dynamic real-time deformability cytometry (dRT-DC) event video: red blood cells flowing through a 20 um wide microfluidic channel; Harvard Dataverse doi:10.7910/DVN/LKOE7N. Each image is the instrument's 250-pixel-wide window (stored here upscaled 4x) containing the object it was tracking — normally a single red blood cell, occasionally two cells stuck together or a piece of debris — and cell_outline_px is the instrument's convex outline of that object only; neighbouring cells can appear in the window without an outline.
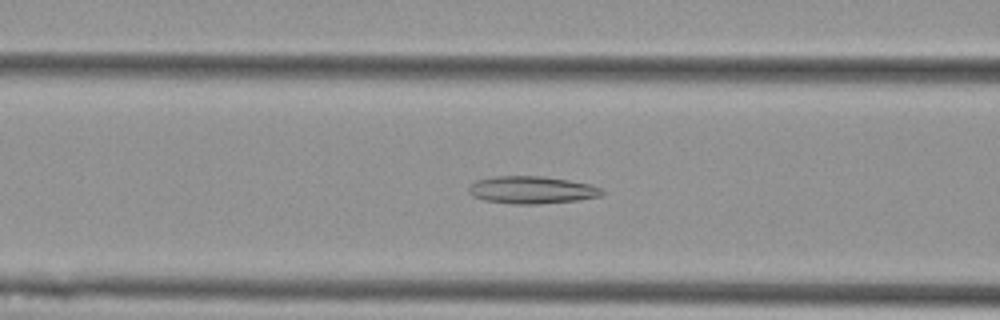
{"species": "Egyptian fruit bat (a non-hibernating species)", "species_latin": "Rousettus aegyptiacus", "temperature_condition": "cold", "stored_images_in_passage": 48, "camera_frame_rate_fps": 3000, "um_per_image_px": 0.085, "animal": {"sex": "female"}, "frame": {"image": 1, "passage_image": 20, "time_ms": 6.333, "image_size_px": [1000, 320], "cell_outline_px": [[604, 192], [600, 196], [576, 200], [536, 204], [512, 204], [484, 200], [472, 196], [468, 192], [468, 188], [476, 180], [492, 176], [540, 176], [568, 180], [592, 184], [600, 188]], "centroid_in_image_um": [45.17, 16.14], "position_along_channel_um": 121.4, "area_um2": 21.27}}
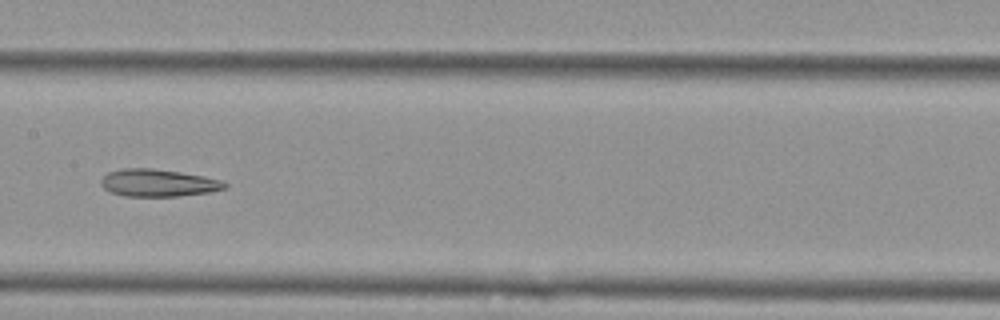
{"frame": {"image": 2, "passage_image": 26, "time_ms": 8.333, "image_size_px": [1000, 320], "cell_outline_px": [[228, 188], [212, 192], [176, 196], [124, 196], [112, 192], [104, 188], [100, 184], [100, 180], [108, 172], [120, 168], [152, 168], [180, 172], [204, 176], [220, 180], [228, 184]], "centroid_in_image_um": [13.45, 15.54], "position_along_channel_um": 193.9, "area_um2": 19.83}}
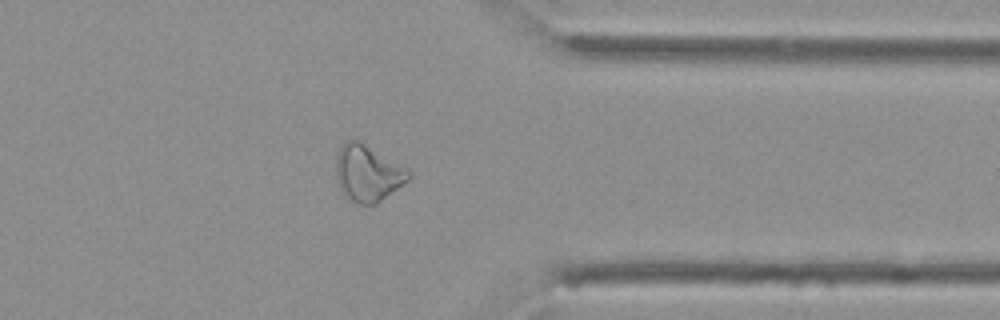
{"frame": {"image": 3, "passage_image": 42, "time_ms": 13.667, "image_size_px": [1000, 320], "cell_outline_px": [[412, 176], [408, 180], [376, 204], [360, 204], [344, 196], [336, 180], [336, 152], [344, 140], [360, 140], [412, 172]], "centroid_in_image_um": [31.22, 14.7], "position_along_channel_um": 380.2, "area_um2": 23.87}, "authors_computed_cell_mechanics": {"area_um2": 21.4149, "velocity_mm_per_s": 3.6342, "shape_relaxation_time_tau1_ms": null, "shape_relaxation_time_tau2_ms": 6.0614, "deformation_change_tau1": null, "deformation_change_tau2": 0.1733}}